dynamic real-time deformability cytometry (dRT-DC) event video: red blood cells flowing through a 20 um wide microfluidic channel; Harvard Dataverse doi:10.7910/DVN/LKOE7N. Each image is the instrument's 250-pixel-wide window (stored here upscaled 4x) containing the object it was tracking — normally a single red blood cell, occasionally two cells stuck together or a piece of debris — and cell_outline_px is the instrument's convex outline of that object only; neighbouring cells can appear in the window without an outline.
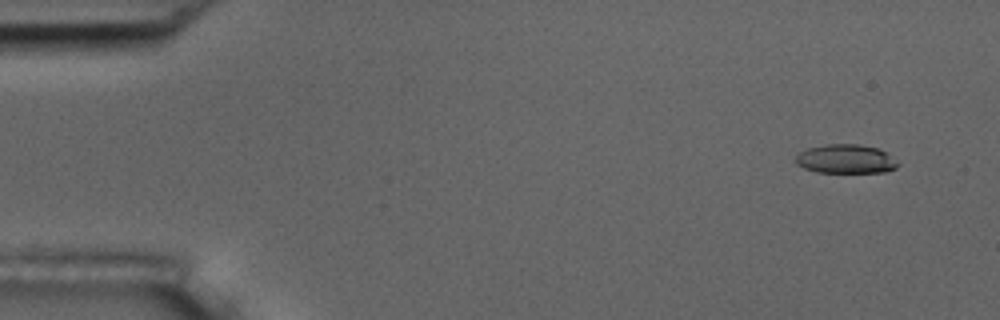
{"species": "common noctule bat (a hibernating species)", "species_latin": "Nyctalus noctula", "temperature_condition": "room temperature", "stored_images_in_passage": 4, "camera_frame_rate_fps": 3000, "um_per_image_px": 0.085, "animal": {"sex": "male", "body_mass_g": 17.5, "forearm_length_mm": 52.3}, "frame": {"image": 1, "passage_image": 1, "time_ms": 0.0, "image_size_px": [1000, 320], "cell_outline_px": [[900, 164], [896, 168], [884, 172], [816, 172], [804, 168], [796, 164], [796, 156], [800, 152], [808, 148], [824, 144], [860, 144], [876, 148], [884, 152]], "centroid_in_image_um": [71.86, 13.51], "position_along_channel_um": 13.1, "area_um2": 17.11}}